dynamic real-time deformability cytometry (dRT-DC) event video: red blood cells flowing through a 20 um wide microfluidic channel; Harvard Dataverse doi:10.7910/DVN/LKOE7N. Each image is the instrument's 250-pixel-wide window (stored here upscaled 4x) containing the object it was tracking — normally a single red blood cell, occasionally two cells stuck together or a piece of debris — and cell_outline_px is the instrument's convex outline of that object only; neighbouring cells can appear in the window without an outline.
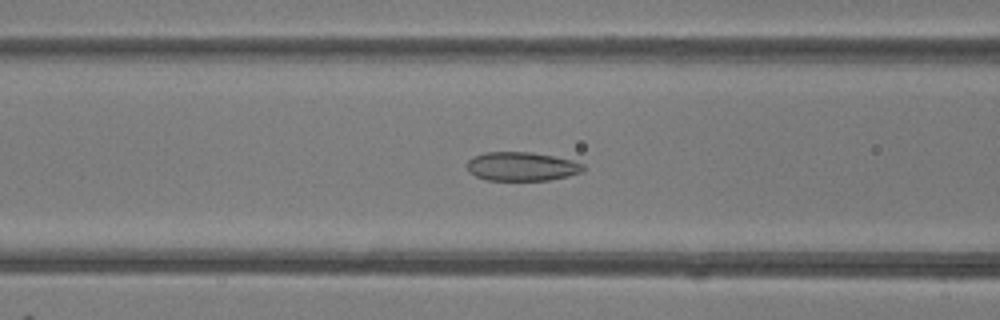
{"species": "common noctule bat (a hibernating species)", "species_latin": "Nyctalus noctula", "temperature_condition": "room temperature", "stored_images_in_passage": 37, "camera_frame_rate_fps": 3000, "um_per_image_px": 0.085, "animal": {"sex": "female"}, "frame": {"image": 1, "passage_image": 8, "time_ms": 2.333, "image_size_px": [1000, 320], "cell_outline_px": [[584, 172], [568, 176], [548, 180], [484, 180], [468, 172], [468, 160], [472, 156], [484, 152], [532, 152], [572, 160], [584, 164]], "centroid_in_image_um": [44.34, 14.15], "position_along_channel_um": 122.3, "area_um2": 19.65}}
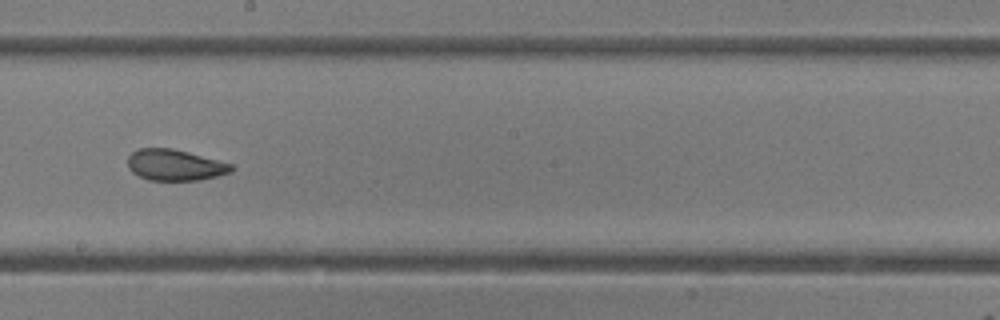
{"frame": {"image": 2, "passage_image": 16, "time_ms": 5.0, "image_size_px": [1000, 320], "cell_outline_px": [[236, 168], [232, 172], [200, 180], [148, 180], [132, 172], [128, 168], [128, 156], [132, 152], [140, 148], [172, 148], [188, 152], [232, 164]], "centroid_in_image_um": [14.88, 14.03], "position_along_channel_um": 233.3, "area_um2": 18.79}}
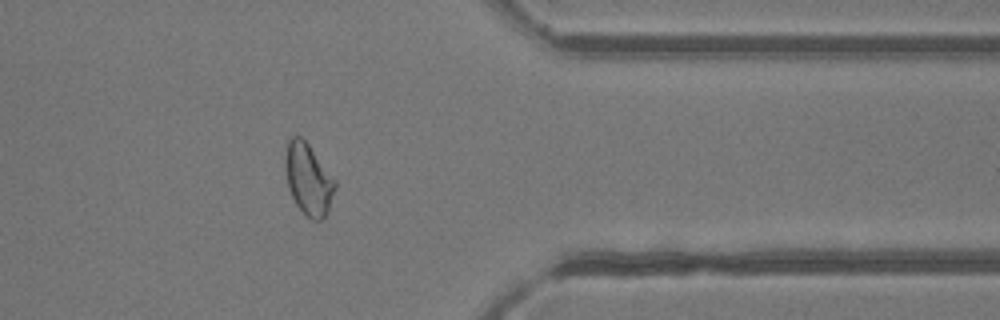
{"frame": {"image": 3, "passage_image": 28, "time_ms": 9.0, "image_size_px": [1000, 320], "cell_outline_px": [[336, 188], [324, 220], [312, 220], [304, 216], [296, 204], [288, 188], [284, 168], [284, 156], [288, 140], [292, 136], [300, 136], [308, 144], [336, 180]], "centroid_in_image_um": [26.19, 15.25], "position_along_channel_um": 385.2, "area_um2": 20.98}, "authors_computed_cell_mechanics": {"area_um2": 20.4612, "velocity_mm_per_s": 4.1568, "shape_relaxation_time_tau1_ms": null, "shape_relaxation_time_tau2_ms": 1.2608, "deformation_change_tau1": null, "deformation_change_tau2": 0.0703}}